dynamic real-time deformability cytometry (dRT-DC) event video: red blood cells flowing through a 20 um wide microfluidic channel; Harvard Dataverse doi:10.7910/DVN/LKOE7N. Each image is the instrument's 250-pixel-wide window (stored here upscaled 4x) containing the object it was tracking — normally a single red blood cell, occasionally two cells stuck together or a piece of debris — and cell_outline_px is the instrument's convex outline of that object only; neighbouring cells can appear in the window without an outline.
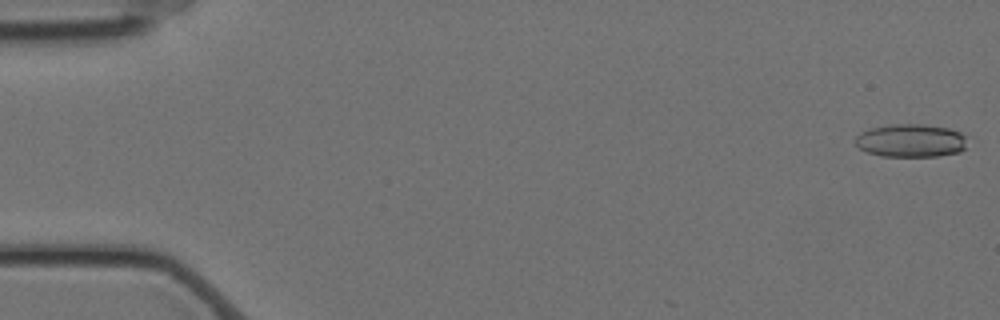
{"species": "Egyptian fruit bat (a non-hibernating species)", "species_latin": "Rousettus aegyptiacus", "temperature_condition": "cold", "stored_images_in_passage": 20, "camera_frame_rate_fps": 3000, "um_per_image_px": 0.085, "animal": {"sex": "female"}, "frame": {"image": 1, "passage_image": 1, "time_ms": 0.0, "image_size_px": [1000, 320], "cell_outline_px": [[964, 148], [960, 152], [940, 156], [880, 156], [868, 152], [860, 148], [856, 144], [856, 136], [860, 132], [868, 128], [892, 124], [924, 124], [948, 128], [960, 132], [964, 136]], "centroid_in_image_um": [77.39, 11.94], "position_along_channel_um": 7.6, "area_um2": 21.56}}
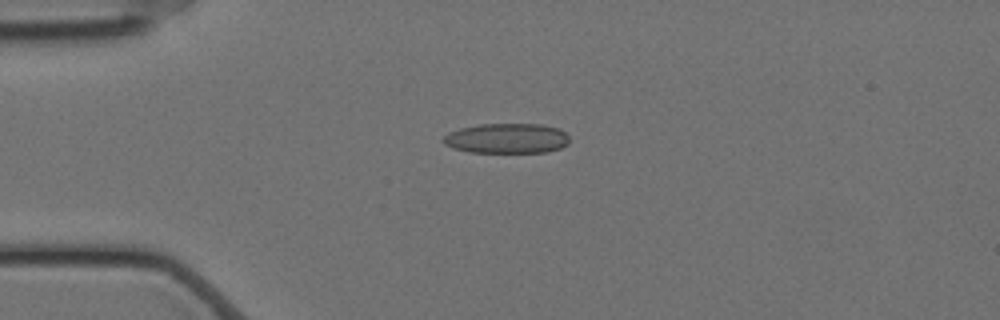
{"frame": {"image": 2, "passage_image": 14, "time_ms": 4.333, "image_size_px": [1000, 320], "cell_outline_px": [[568, 144], [560, 148], [548, 152], [468, 152], [452, 148], [444, 144], [440, 140], [448, 132], [460, 128], [480, 124], [540, 124], [560, 128], [568, 136]], "centroid_in_image_um": [43.05, 11.76], "position_along_channel_um": 41.9, "area_um2": 22.25}}
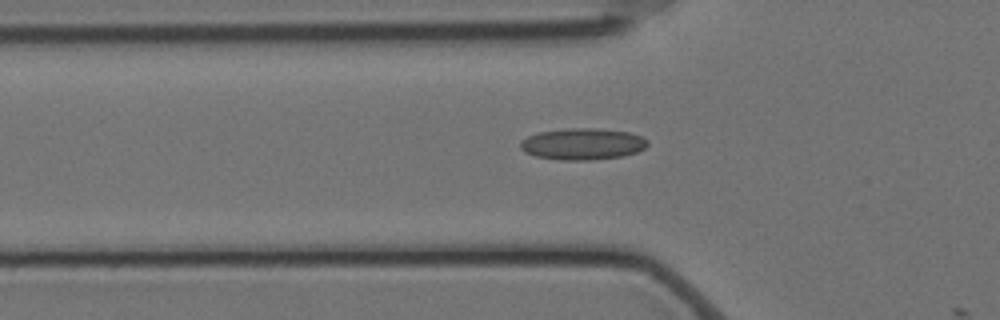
{"frame": {"image": 3, "passage_image": 19, "time_ms": 6.0, "image_size_px": [1000, 320], "cell_outline_px": [[648, 144], [644, 148], [636, 152], [624, 156], [588, 160], [560, 160], [536, 156], [524, 152], [520, 148], [520, 140], [536, 132], [568, 128], [592, 128], [628, 132], [640, 136], [648, 140]], "centroid_in_image_um": [49.48, 12.24], "position_along_channel_um": 76.3, "area_um2": 23.41}}